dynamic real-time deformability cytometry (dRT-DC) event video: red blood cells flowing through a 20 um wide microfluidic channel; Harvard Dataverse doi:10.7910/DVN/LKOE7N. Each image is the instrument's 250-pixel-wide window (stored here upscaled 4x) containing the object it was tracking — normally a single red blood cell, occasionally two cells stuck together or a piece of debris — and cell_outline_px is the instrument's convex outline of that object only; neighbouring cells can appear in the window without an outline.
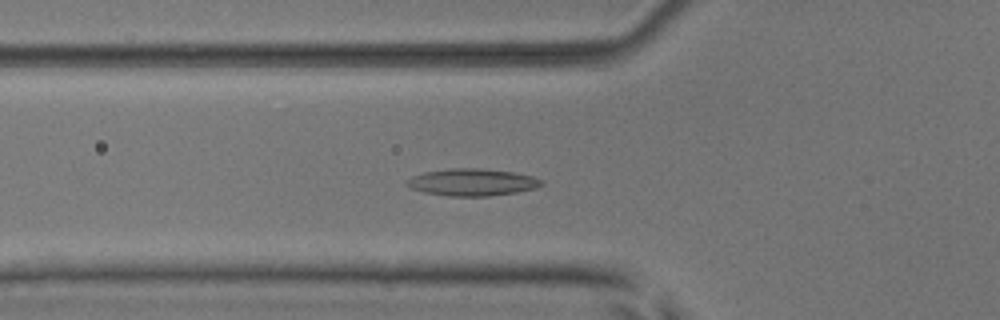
{"species": "common noctule bat (a hibernating species)", "species_latin": "Nyctalus noctula", "temperature_condition": "room temperature", "stored_images_in_passage": 53, "camera_frame_rate_fps": 3000, "um_per_image_px": 0.085, "animal": {"sex": "male", "body_mass_g": 17.9, "forearm_length_mm": 54.2}, "frame": {"image": 1, "passage_image": 19, "time_ms": 6.0, "image_size_px": [1000, 320], "cell_outline_px": [[544, 184], [536, 188], [516, 192], [488, 196], [448, 196], [424, 192], [412, 188], [404, 184], [404, 180], [412, 176], [424, 172], [448, 168], [480, 168], [512, 172], [532, 176], [544, 180]], "centroid_in_image_um": [40.12, 15.48], "position_along_channel_um": 85.7, "area_um2": 21.39}}
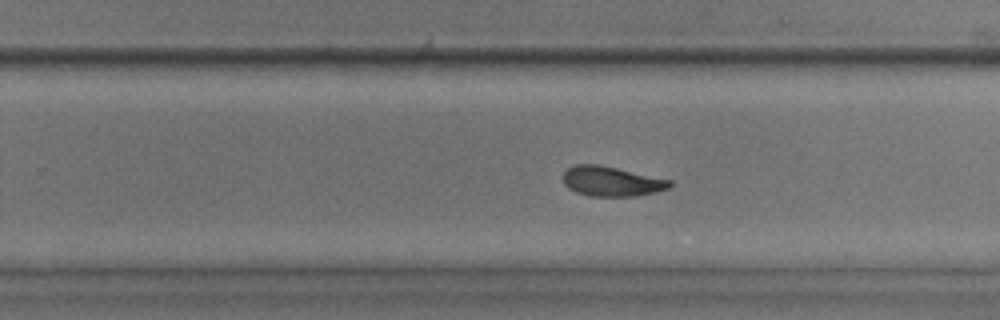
{"frame": {"image": 2, "passage_image": 34, "time_ms": 11.0, "image_size_px": [1000, 320], "cell_outline_px": [[672, 184], [668, 188], [652, 192], [632, 196], [588, 196], [576, 192], [568, 188], [564, 184], [564, 172], [568, 168], [576, 164], [596, 164], [616, 168], [672, 180]], "centroid_in_image_um": [51.94, 15.41], "position_along_channel_um": 277.9, "area_um2": 18.26}}
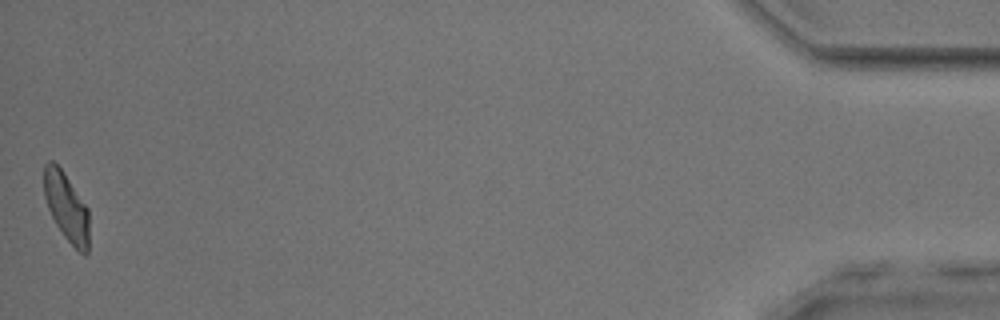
{"frame": {"image": 3, "passage_image": 53, "time_ms": 17.333, "image_size_px": [1000, 320], "cell_outline_px": [[88, 252], [84, 256], [64, 236], [56, 224], [48, 208], [44, 196], [44, 164], [48, 160], [52, 160], [60, 168], [88, 208]], "centroid_in_image_um": [5.63, 17.59], "position_along_channel_um": 429.6, "area_um2": 17.69}, "authors_computed_cell_mechanics": {"area_um2": 19.1896, "velocity_mm_per_s": 3.8513, "shape_relaxation_time_tau1_ms": 5.9996, "shape_relaxation_time_tau2_ms": 2.5978, "deformation_change_tau1": 0.1386, "deformation_change_tau2": 0.0907}}